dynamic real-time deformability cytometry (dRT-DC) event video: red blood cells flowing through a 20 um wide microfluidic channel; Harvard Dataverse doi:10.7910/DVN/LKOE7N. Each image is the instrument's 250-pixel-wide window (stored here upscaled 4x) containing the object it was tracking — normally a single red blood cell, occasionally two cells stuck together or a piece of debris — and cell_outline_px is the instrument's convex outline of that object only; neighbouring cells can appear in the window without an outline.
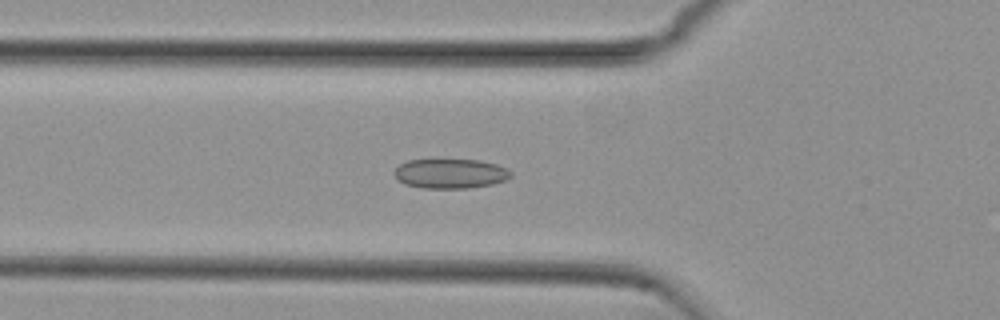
{"species": "common noctule bat (a hibernating species)", "species_latin": "Nyctalus noctula", "temperature_condition": "cold", "stored_images_in_passage": 38, "camera_frame_rate_fps": 3000, "um_per_image_px": 0.085, "animal": {"sex": "female", "body_mass_g": 29.2, "forearm_length_mm": 56.3}, "frame": {"image": 1, "passage_image": 12, "time_ms": 3.667, "image_size_px": [1000, 320], "cell_outline_px": [[512, 176], [508, 180], [492, 184], [468, 188], [424, 188], [404, 184], [396, 180], [392, 172], [400, 164], [408, 160], [480, 160], [496, 164], [508, 168], [512, 172]], "centroid_in_image_um": [38.29, 14.76], "position_along_channel_um": 87.5, "area_um2": 20.35}}
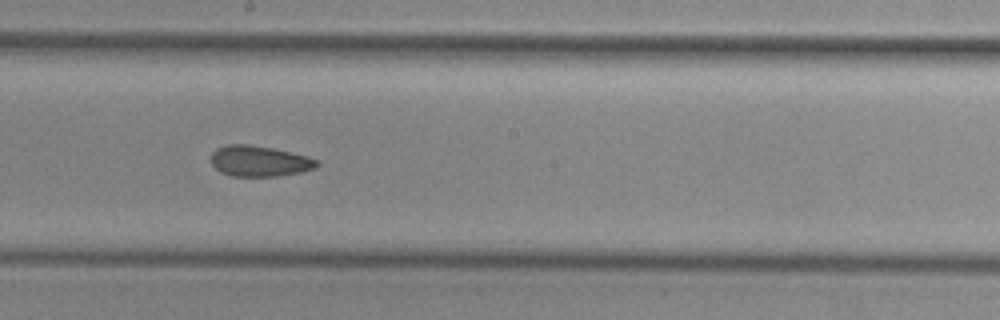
{"frame": {"image": 2, "passage_image": 23, "time_ms": 7.333, "image_size_px": [1000, 320], "cell_outline_px": [[320, 164], [316, 168], [300, 172], [276, 176], [232, 176], [220, 172], [212, 164], [212, 152], [216, 148], [228, 144], [248, 144], [272, 148], [308, 156], [320, 160]], "centroid_in_image_um": [22.07, 13.69], "position_along_channel_um": 226.1, "area_um2": 19.02}}
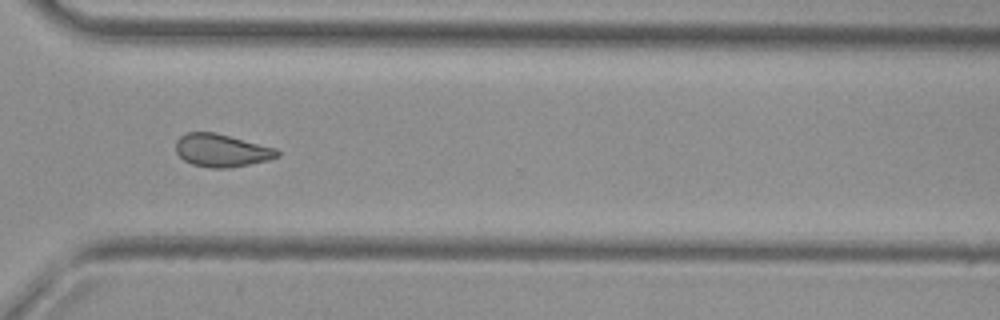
{"frame": {"image": 3, "passage_image": 33, "time_ms": 10.667, "image_size_px": [1000, 320], "cell_outline_px": [[280, 156], [268, 160], [228, 168], [212, 168], [192, 164], [184, 160], [176, 152], [176, 140], [180, 136], [188, 132], [216, 132], [276, 148], [280, 152]], "centroid_in_image_um": [18.84, 12.78], "position_along_channel_um": 351.8, "area_um2": 19.42}}